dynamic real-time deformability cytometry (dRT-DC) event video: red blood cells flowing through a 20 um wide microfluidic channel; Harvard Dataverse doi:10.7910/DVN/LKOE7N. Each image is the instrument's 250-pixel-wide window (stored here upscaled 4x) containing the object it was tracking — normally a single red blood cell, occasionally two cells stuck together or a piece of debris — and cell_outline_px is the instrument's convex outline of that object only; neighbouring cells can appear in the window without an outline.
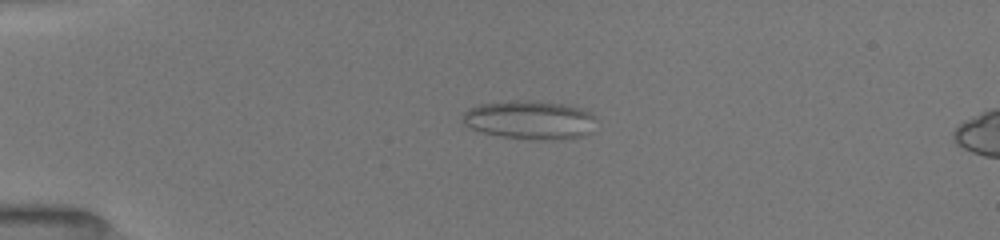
{"species": "common noctule bat (a hibernating species)", "species_latin": "Nyctalus noctula", "temperature_condition": "room temperature", "stored_images_in_passage": 18, "camera_frame_rate_fps": 3000, "um_per_image_px": 0.085, "animal": {"sex": "female", "body_mass_g": 19.5, "forearm_length_mm": 54.1}, "frame": {"image": 1, "passage_image": 13, "time_ms": 3.667, "image_size_px": [1000, 240], "cell_outline_px": [[596, 116], [592, 132], [584, 136], [504, 136], [484, 132], [472, 128], [464, 124], [464, 112], [468, 108], [480, 104], [516, 100], [536, 100], [564, 104], [580, 108], [592, 112]], "centroid_in_image_um": [45.05, 10.11], "position_along_channel_um": 40.0, "area_um2": 28.78}}